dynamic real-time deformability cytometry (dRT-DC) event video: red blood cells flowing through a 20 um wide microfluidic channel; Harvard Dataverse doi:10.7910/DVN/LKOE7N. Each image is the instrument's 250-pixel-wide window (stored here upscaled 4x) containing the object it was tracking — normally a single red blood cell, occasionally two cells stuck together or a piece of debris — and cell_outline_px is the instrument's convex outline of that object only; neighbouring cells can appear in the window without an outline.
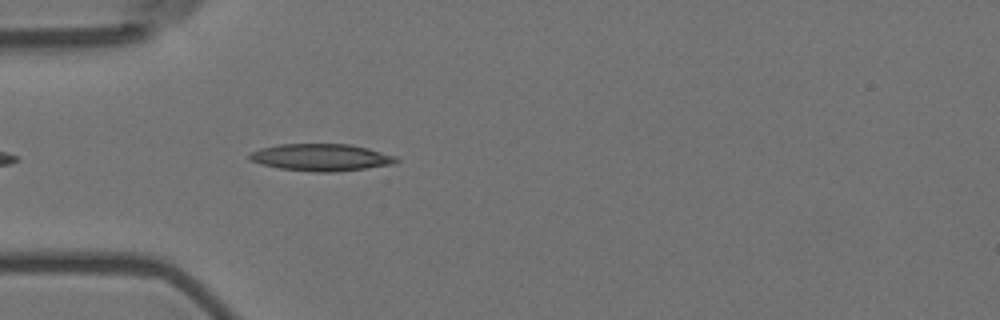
{"species": "Egyptian fruit bat (a non-hibernating species)", "species_latin": "Rousettus aegyptiacus", "temperature_condition": "room temperature", "stored_images_in_passage": 8, "camera_frame_rate_fps": 3000, "um_per_image_px": 0.085, "animal": {"sex": "female"}, "frame": {"image": 1, "passage_image": 4, "time_ms": 1.0, "image_size_px": [1000, 320], "cell_outline_px": [[400, 160], [392, 164], [336, 172], [316, 172], [280, 168], [248, 160], [248, 152], [260, 148], [280, 144], [352, 144], [368, 148], [396, 156]], "centroid_in_image_um": [27.27, 13.37], "position_along_channel_um": 57.7, "area_um2": 23.12}}